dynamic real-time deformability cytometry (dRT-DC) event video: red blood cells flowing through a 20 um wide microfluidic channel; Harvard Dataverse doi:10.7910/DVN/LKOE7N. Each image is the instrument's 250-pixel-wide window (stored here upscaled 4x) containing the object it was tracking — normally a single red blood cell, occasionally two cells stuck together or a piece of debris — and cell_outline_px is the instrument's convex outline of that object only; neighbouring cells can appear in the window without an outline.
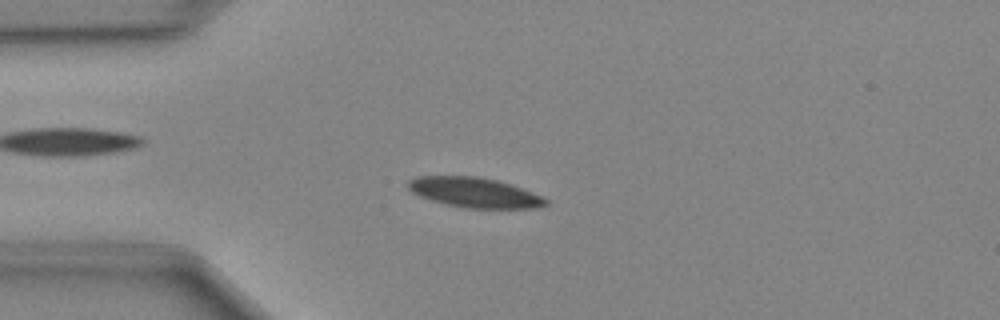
{"species": "Egyptian fruit bat (a non-hibernating species)", "species_latin": "Rousettus aegyptiacus", "temperature_condition": "cold", "stored_images_in_passage": 47, "camera_frame_rate_fps": 3000, "um_per_image_px": 0.085, "animal": {"sex": "female"}, "frame": {"image": 1, "passage_image": 11, "time_ms": 3.333, "image_size_px": [1000, 320], "cell_outline_px": [[548, 204], [536, 208], [464, 208], [432, 200], [420, 196], [412, 192], [408, 188], [408, 180], [416, 176], [480, 176], [512, 184], [532, 192], [548, 200]], "centroid_in_image_um": [40.33, 16.35], "position_along_channel_um": 44.7, "area_um2": 23.99}}
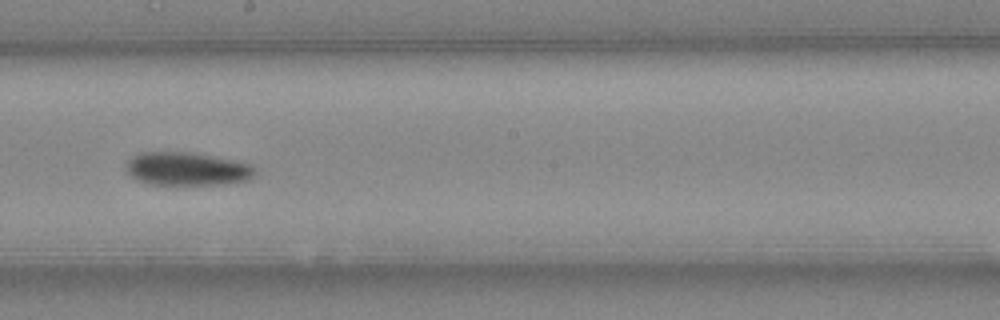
{"frame": {"image": 2, "passage_image": 26, "time_ms": 8.333, "image_size_px": [1000, 320], "cell_outline_px": [[256, 172], [248, 180], [220, 184], [152, 184], [140, 180], [132, 176], [124, 168], [128, 160], [132, 156], [140, 152], [188, 152], [232, 160], [248, 164], [256, 168]], "centroid_in_image_um": [15.86, 14.35], "position_along_channel_um": 232.3, "area_um2": 24.57}}
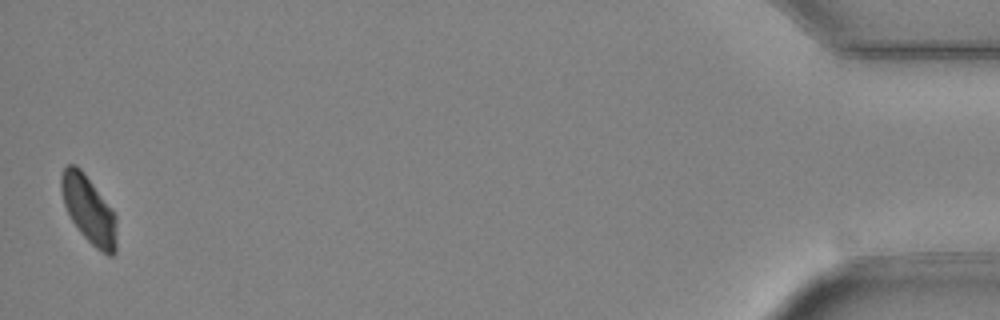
{"frame": {"image": 3, "passage_image": 47, "time_ms": 15.333, "image_size_px": [1000, 320], "cell_outline_px": [[116, 252], [112, 256], [108, 256], [100, 252], [80, 232], [72, 220], [64, 204], [60, 188], [60, 176], [64, 168], [68, 164], [76, 164], [84, 172], [112, 208], [116, 216]], "centroid_in_image_um": [7.55, 17.81], "position_along_channel_um": 427.6, "area_um2": 21.85}}